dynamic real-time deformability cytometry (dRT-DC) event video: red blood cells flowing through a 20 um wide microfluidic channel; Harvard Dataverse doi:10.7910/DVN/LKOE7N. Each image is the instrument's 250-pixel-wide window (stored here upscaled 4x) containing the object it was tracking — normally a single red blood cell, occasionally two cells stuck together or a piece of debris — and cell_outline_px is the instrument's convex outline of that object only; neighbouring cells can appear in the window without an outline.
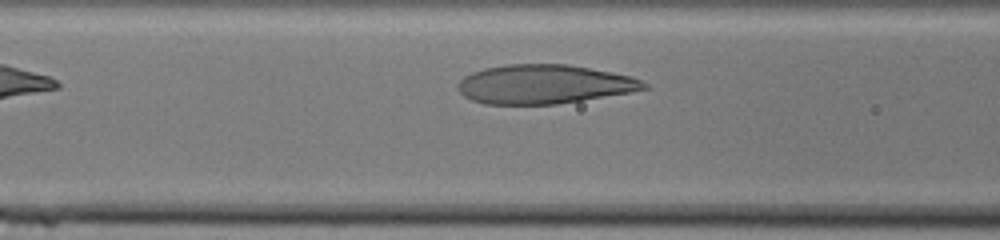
{"species": "human", "species_latin": "Homo sapiens", "temperature_condition": "cold", "stored_images_in_passage": 9, "camera_frame_rate_fps": 3000, "um_per_image_px": 0.085, "donor": {"sex": "male"}, "frame": {"image": 1, "passage_image": 7, "time_ms": 2.0, "image_size_px": [1000, 240], "cell_outline_px": [[648, 88], [628, 92], [556, 104], [484, 104], [472, 100], [464, 96], [460, 92], [456, 84], [464, 76], [472, 72], [484, 68], [508, 64], [568, 64], [632, 76], [648, 84]], "centroid_in_image_um": [46.2, 7.15], "position_along_channel_um": 120.4, "area_um2": 42.08}}